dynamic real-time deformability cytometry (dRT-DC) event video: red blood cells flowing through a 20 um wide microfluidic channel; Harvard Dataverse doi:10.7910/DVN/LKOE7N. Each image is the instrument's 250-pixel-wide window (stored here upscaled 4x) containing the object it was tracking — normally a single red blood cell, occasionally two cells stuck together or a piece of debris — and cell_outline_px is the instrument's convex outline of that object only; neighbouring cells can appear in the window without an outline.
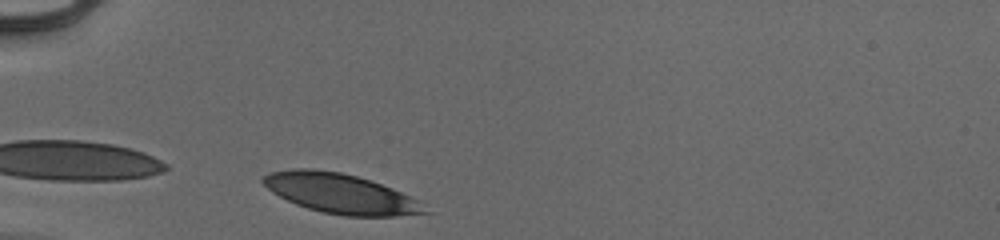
{"species": "human", "species_latin": "Homo sapiens", "temperature_condition": "cold", "stored_images_in_passage": 30, "camera_frame_rate_fps": 3000, "um_per_image_px": 0.085, "donor": {"sex": "male"}, "frame": {"image": 1, "passage_image": 2, "time_ms": 0.333, "image_size_px": [1000, 240], "cell_outline_px": [[432, 212], [396, 216], [344, 216], [324, 212], [308, 208], [296, 204], [272, 192], [260, 180], [268, 172], [292, 168], [312, 168], [340, 172], [356, 176], [392, 188], [420, 200]], "centroid_in_image_um": [28.96, 16.45], "position_along_channel_um": 56.0, "area_um2": 37.45}}
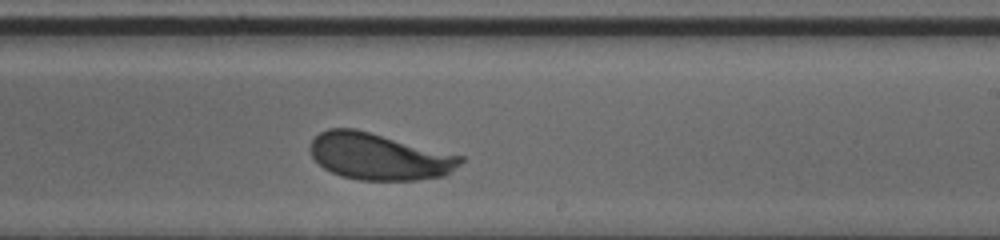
{"frame": {"image": 2, "passage_image": 19, "time_ms": 6.0, "image_size_px": [1000, 240], "cell_outline_px": [[464, 160], [460, 164], [444, 176], [420, 180], [360, 180], [340, 176], [324, 168], [312, 156], [308, 148], [312, 140], [320, 132], [328, 128], [356, 128], [464, 156]], "centroid_in_image_um": [32.21, 13.3], "position_along_channel_um": 256.8, "area_um2": 41.04}}
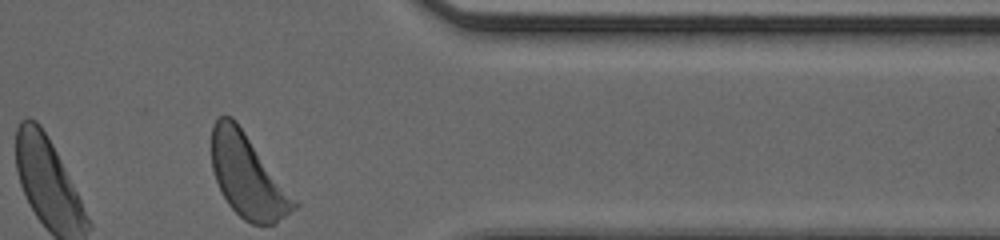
{"frame": {"image": 3, "passage_image": 30, "time_ms": 9.667, "image_size_px": [1000, 240], "cell_outline_px": [[300, 204], [296, 208], [276, 224], [252, 224], [244, 220], [228, 204], [220, 192], [212, 168], [212, 124], [220, 116], [232, 116], [236, 120]], "centroid_in_image_um": [21.06, 14.97], "position_along_channel_um": 390.3, "area_um2": 39.88}, "authors_computed_cell_mechanics": {"area_um2": 40.5467, "velocity_mm_per_s": 3.8816, "shape_relaxation_time_tau1_ms": 1.7848, "shape_relaxation_time_tau2_ms": null, "deformation_change_tau1": 0.1255, "deformation_change_tau2": null}}